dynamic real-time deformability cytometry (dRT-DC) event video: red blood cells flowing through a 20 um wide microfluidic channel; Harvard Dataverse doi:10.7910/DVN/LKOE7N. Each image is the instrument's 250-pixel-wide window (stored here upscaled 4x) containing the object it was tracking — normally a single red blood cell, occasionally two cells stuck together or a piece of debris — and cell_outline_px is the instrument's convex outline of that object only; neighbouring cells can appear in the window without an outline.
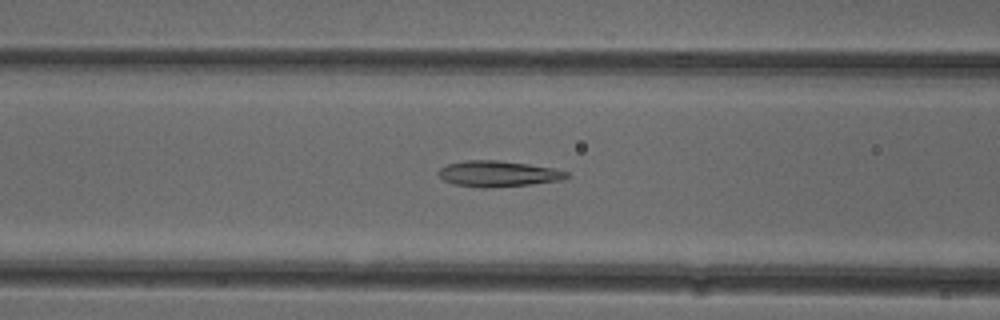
{"species": "common noctule bat (a hibernating species)", "species_latin": "Nyctalus noctula", "temperature_condition": "cold", "stored_images_in_passage": 52, "camera_frame_rate_fps": 3000, "um_per_image_px": 0.085, "animal": {"sex": "female"}, "frame": {"image": 1, "passage_image": 21, "time_ms": 6.667, "image_size_px": [1000, 320], "cell_outline_px": [[568, 176], [564, 180], [532, 184], [484, 188], [456, 184], [444, 180], [436, 172], [440, 168], [448, 164], [464, 160], [496, 160], [528, 164], [552, 168], [568, 172]], "centroid_in_image_um": [42.34, 14.76], "position_along_channel_um": 124.3, "area_um2": 19.19}}
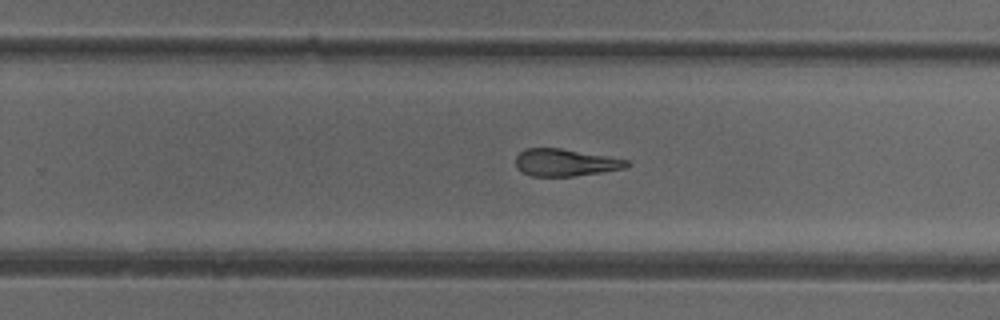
{"frame": {"image": 2, "passage_image": 33, "time_ms": 10.667, "image_size_px": [1000, 320], "cell_outline_px": [[632, 164], [624, 168], [600, 172], [572, 176], [532, 176], [516, 168], [516, 156], [520, 152], [528, 148], [560, 148], [628, 160]], "centroid_in_image_um": [48.03, 13.81], "position_along_channel_um": 281.8, "area_um2": 17.34}}
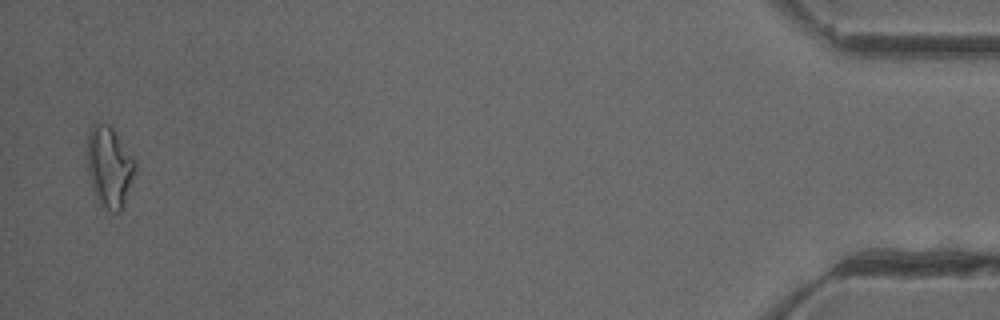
{"frame": {"image": 3, "passage_image": 51, "time_ms": 16.667, "image_size_px": [1000, 320], "cell_outline_px": [[136, 168], [120, 212], [112, 212], [92, 192], [88, 176], [88, 132], [92, 124], [108, 124], [112, 128], [136, 160]], "centroid_in_image_um": [9.29, 14.15], "position_along_channel_um": 425.9, "area_um2": 22.08}, "authors_computed_cell_mechanics": {"area_um2": 19.7387, "velocity_mm_per_s": 3.9387, "shape_relaxation_time_tau1_ms": 7.9314, "shape_relaxation_time_tau2_ms": 4.2148, "deformation_change_tau1": 0.2108, "deformation_change_tau2": 0.1288}}